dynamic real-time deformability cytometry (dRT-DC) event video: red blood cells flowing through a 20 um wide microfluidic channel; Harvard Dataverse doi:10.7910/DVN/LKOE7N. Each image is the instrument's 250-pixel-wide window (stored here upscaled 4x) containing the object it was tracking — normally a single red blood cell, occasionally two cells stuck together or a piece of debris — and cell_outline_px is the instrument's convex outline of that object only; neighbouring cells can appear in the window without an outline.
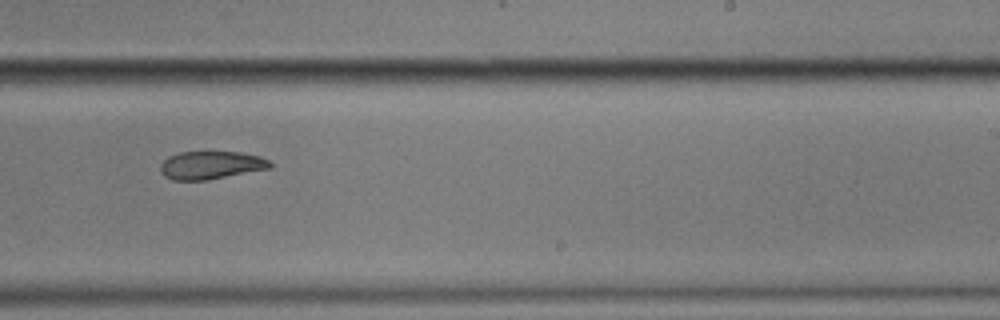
{"species": "common noctule bat (a hibernating species)", "species_latin": "Nyctalus noctula", "temperature_condition": "cold", "stored_images_in_passage": 8, "camera_frame_rate_fps": 3000, "um_per_image_px": 0.085, "animal": {"sex": "male", "body_mass_g": 17.9}, "frame": {"image": 1, "passage_image": 7, "time_ms": 7.0, "image_size_px": [1000, 320], "cell_outline_px": [[272, 168], [204, 180], [172, 180], [164, 176], [160, 172], [160, 164], [168, 156], [180, 152], [240, 152], [260, 156], [268, 160], [272, 164]], "centroid_in_image_um": [17.91, 14.03], "position_along_channel_um": 271.1, "area_um2": 17.86}}
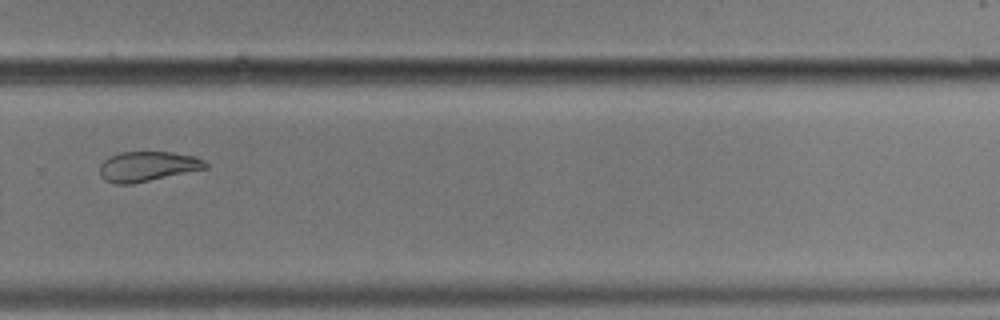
{"frame": {"image": 2, "passage_image": 8, "time_ms": 8.333, "image_size_px": [1000, 320], "cell_outline_px": [[208, 168], [132, 184], [116, 184], [104, 180], [100, 176], [100, 164], [104, 160], [120, 152], [172, 152], [196, 156], [204, 160], [208, 164]], "centroid_in_image_um": [12.56, 14.14], "position_along_channel_um": 317.2, "area_um2": 18.5}}